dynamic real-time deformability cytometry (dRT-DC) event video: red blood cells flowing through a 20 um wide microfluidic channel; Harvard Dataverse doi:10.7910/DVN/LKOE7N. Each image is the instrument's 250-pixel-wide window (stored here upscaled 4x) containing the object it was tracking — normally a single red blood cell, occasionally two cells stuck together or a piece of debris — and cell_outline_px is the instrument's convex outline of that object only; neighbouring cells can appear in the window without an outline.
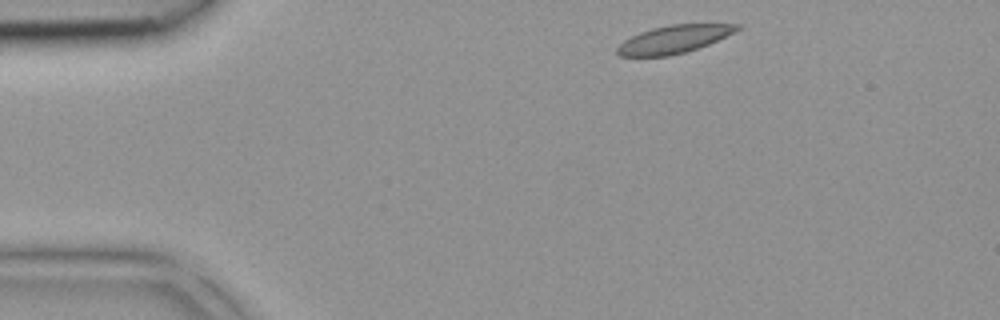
{"species": "common noctule bat (a hibernating species)", "species_latin": "Nyctalus noctula", "temperature_condition": "room temperature", "stored_images_in_passage": 35, "camera_frame_rate_fps": 3000, "um_per_image_px": 0.085, "animal": {"sex": "female", "body_mass_g": 18.4}, "frame": {"image": 1, "passage_image": 1, "time_ms": 0.0, "image_size_px": [1000, 320], "cell_outline_px": [[744, 24], [740, 28], [708, 44], [684, 52], [668, 56], [620, 56], [616, 52], [616, 48], [624, 40], [640, 32], [652, 28], [672, 24]], "centroid_in_image_um": [57.24, 3.33], "position_along_channel_um": 27.8, "area_um2": 19.07}}
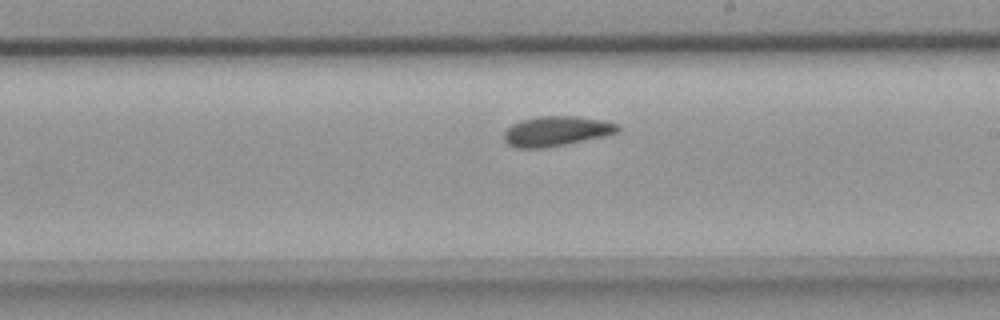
{"frame": {"image": 2, "passage_image": 18, "time_ms": 5.667, "image_size_px": [1000, 320], "cell_outline_px": [[620, 132], [612, 136], [544, 148], [516, 148], [508, 144], [504, 140], [504, 132], [512, 124], [520, 120], [540, 116], [576, 116], [600, 120], [616, 124], [620, 128]], "centroid_in_image_um": [47.33, 11.16], "position_along_channel_um": 241.7, "area_um2": 20.11}}
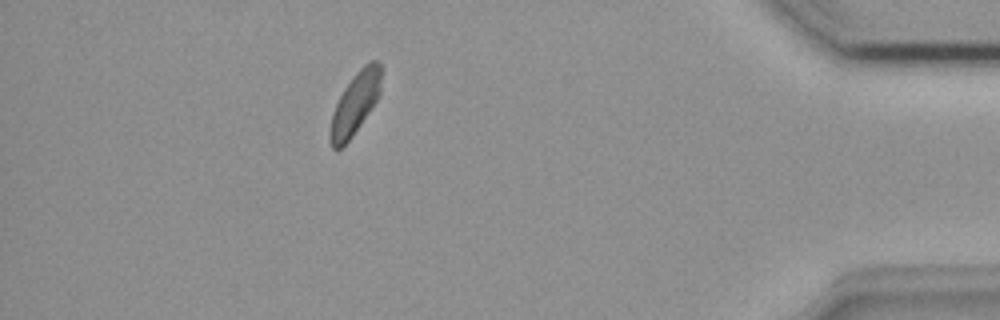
{"frame": {"image": 3, "passage_image": 31, "time_ms": 10.0, "image_size_px": [1000, 320], "cell_outline_px": [[380, 96], [352, 136], [340, 148], [332, 148], [328, 140], [328, 132], [332, 112], [344, 88], [356, 72], [368, 60], [380, 60]], "centroid_in_image_um": [30.16, 8.79], "position_along_channel_um": 405.0, "area_um2": 18.44}}